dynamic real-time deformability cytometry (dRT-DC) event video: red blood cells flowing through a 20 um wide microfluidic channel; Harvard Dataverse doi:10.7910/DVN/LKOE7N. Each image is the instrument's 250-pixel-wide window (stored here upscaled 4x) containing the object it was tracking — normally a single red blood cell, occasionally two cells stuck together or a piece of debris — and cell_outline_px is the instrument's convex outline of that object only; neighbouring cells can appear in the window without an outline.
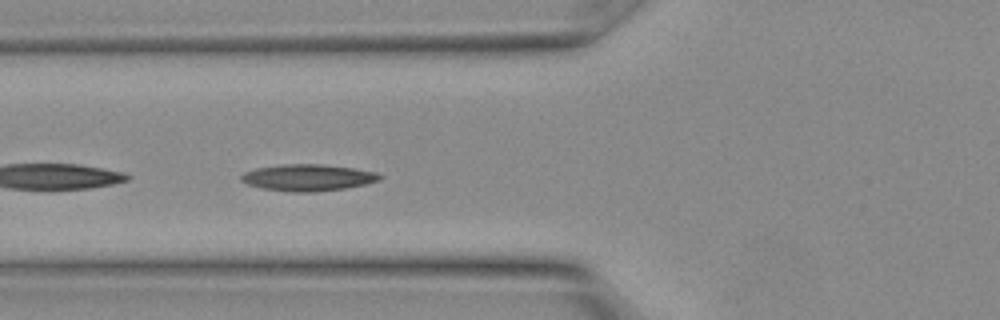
{"species": "Egyptian fruit bat (a non-hibernating species)", "species_latin": "Rousettus aegyptiacus", "temperature_condition": "warm", "stored_images_in_passage": 11, "camera_frame_rate_fps": 3000, "um_per_image_px": 0.085, "animal": {"sex": "female"}, "frame": {"image": 1, "passage_image": 11, "time_ms": 3.333, "image_size_px": [1000, 320], "cell_outline_px": [[384, 176], [380, 180], [364, 184], [344, 188], [316, 192], [292, 192], [260, 188], [248, 184], [240, 180], [240, 176], [244, 172], [256, 168], [280, 164], [320, 164], [352, 168], [376, 172]], "centroid_in_image_um": [26.15, 15.09], "position_along_channel_um": 99.7, "area_um2": 21.5}}